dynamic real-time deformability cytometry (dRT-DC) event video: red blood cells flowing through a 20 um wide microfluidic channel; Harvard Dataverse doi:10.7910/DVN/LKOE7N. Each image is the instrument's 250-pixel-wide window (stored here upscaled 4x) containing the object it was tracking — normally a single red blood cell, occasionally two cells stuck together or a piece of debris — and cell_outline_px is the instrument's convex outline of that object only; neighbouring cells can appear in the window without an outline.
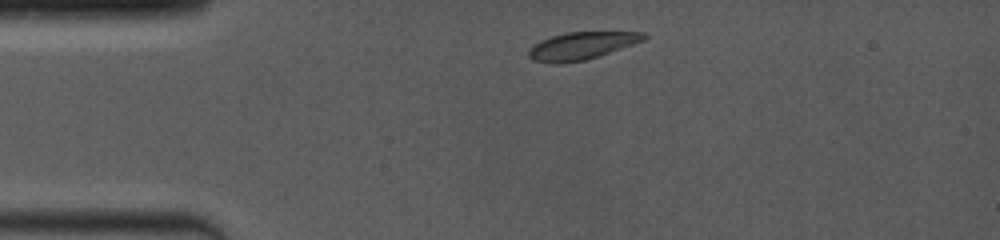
{"species": "common noctule bat (a hibernating species)", "species_latin": "Nyctalus noctula", "temperature_condition": "room temperature", "stored_images_in_passage": 2, "camera_frame_rate_fps": 4000, "um_per_image_px": 0.085, "animal": {"sex": "female", "body_mass_g": 19.0, "forearm_length_mm": 53.3}, "frame": {"image": 1, "passage_image": 1, "time_ms": 0.0, "image_size_px": [1000, 240], "cell_outline_px": [[648, 36], [632, 44], [584, 60], [556, 64], [532, 60], [528, 56], [528, 52], [540, 40], [552, 36], [568, 32], [644, 32]], "centroid_in_image_um": [49.38, 3.89], "position_along_channel_um": 35.6, "area_um2": 17.86}}